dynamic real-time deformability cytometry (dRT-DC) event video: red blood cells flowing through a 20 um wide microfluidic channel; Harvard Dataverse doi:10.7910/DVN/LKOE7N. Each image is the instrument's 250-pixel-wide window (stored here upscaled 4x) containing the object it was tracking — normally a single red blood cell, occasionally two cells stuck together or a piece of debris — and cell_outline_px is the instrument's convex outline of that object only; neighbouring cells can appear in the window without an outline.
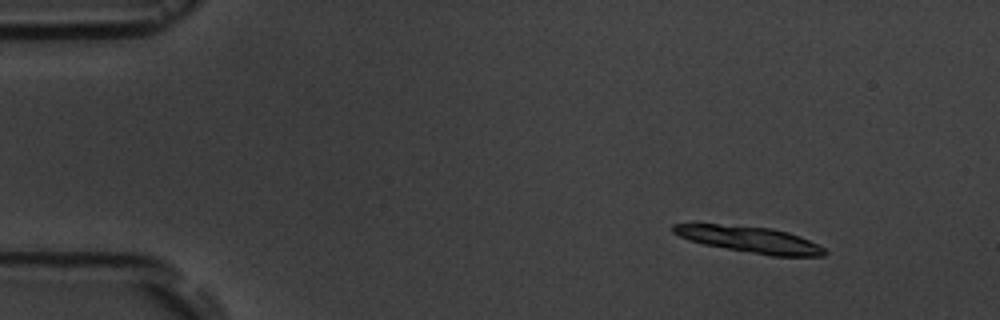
{"species": "common noctule bat (a hibernating species)", "species_latin": "Nyctalus noctula", "temperature_condition": "room temperature", "stored_images_in_passage": 5, "camera_frame_rate_fps": 3000, "um_per_image_px": 0.085, "animal": {"sex": "male", "body_mass_g": 19.5, "forearm_length_mm": 54.6}, "frame": {"image": 1, "passage_image": 2, "time_ms": 1.0, "image_size_px": [1000, 320], "cell_outline_px": [[828, 252], [824, 256], [772, 256], [704, 244], [688, 240], [672, 232], [672, 224], [696, 220], [772, 228], [788, 232], [800, 236], [824, 248]], "centroid_in_image_um": [63.58, 20.29], "position_along_channel_um": 21.4, "area_um2": 24.04}}